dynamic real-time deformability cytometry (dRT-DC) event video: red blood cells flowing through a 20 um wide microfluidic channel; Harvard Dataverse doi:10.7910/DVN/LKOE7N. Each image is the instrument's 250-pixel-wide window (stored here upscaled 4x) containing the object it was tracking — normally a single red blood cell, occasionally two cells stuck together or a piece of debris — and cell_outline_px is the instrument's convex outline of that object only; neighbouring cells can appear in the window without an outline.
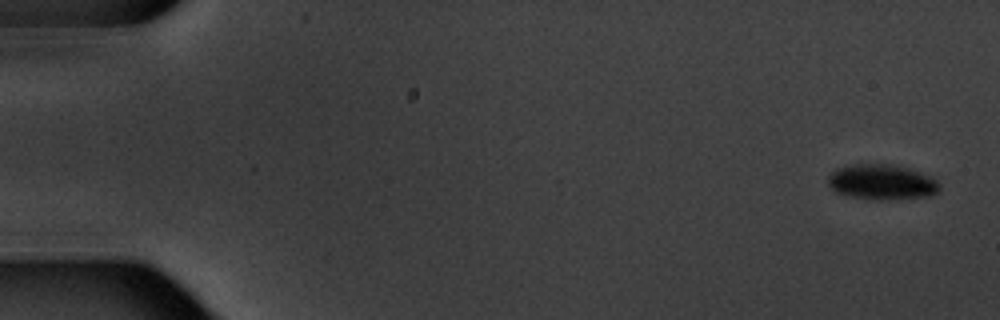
{"species": "common noctule bat (a hibernating species)", "species_latin": "Nyctalus noctula", "temperature_condition": "warm", "stored_images_in_passage": 9, "camera_frame_rate_fps": 3000, "um_per_image_px": 0.085, "animal": {"sex": "male", "body_mass_g": 20.1, "forearm_length_mm": 53.5}, "frame": {"image": 1, "passage_image": 1, "time_ms": 0.0, "image_size_px": [1000, 320], "cell_outline_px": [[940, 188], [932, 196], [880, 200], [876, 200], [852, 196], [836, 192], [828, 184], [828, 176], [836, 168], [852, 164], [892, 164], [908, 168], [932, 176], [940, 184]], "centroid_in_image_um": [74.97, 15.47], "position_along_channel_um": 10.0, "area_um2": 22.95}}
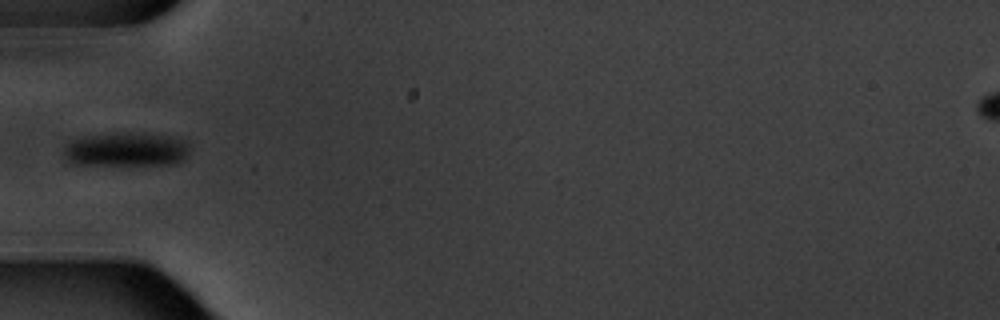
{"frame": {"image": 2, "passage_image": 6, "time_ms": 6.0, "image_size_px": [1000, 320], "cell_outline_px": [[188, 152], [176, 164], [76, 164], [68, 160], [64, 156], [64, 148], [72, 140], [84, 136], [112, 132], [128, 132], [172, 136], [188, 140]], "centroid_in_image_um": [10.74, 12.67], "position_along_channel_um": 74.3, "area_um2": 24.91}}